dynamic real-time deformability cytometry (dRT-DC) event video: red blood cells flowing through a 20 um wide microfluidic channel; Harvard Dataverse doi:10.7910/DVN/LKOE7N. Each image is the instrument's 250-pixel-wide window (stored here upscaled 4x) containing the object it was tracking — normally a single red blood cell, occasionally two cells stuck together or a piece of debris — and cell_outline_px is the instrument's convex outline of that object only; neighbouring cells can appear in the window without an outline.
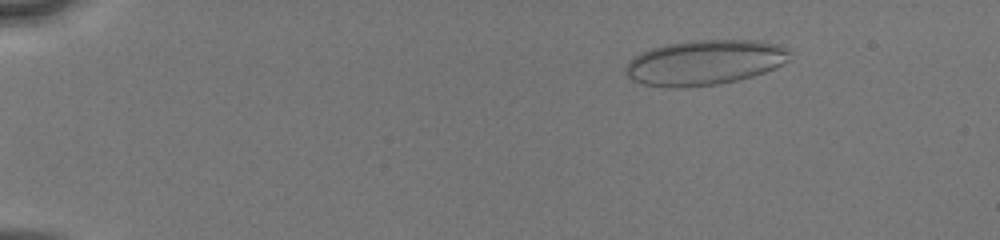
{"species": "human", "species_latin": "Homo sapiens", "temperature_condition": "cold", "stored_images_in_passage": 9, "camera_frame_rate_fps": 3000, "um_per_image_px": 0.085, "donor": {"sex": "male"}, "frame": {"image": 1, "passage_image": 4, "time_ms": 2.0, "image_size_px": [1000, 240], "cell_outline_px": [[792, 60], [776, 68], [752, 76], [720, 84], [684, 88], [668, 88], [644, 84], [632, 80], [624, 72], [624, 68], [628, 60], [640, 52], [664, 44], [688, 40], [756, 40], [780, 44], [792, 48]], "centroid_in_image_um": [59.94, 5.3], "position_along_channel_um": 25.1, "area_um2": 44.1}}
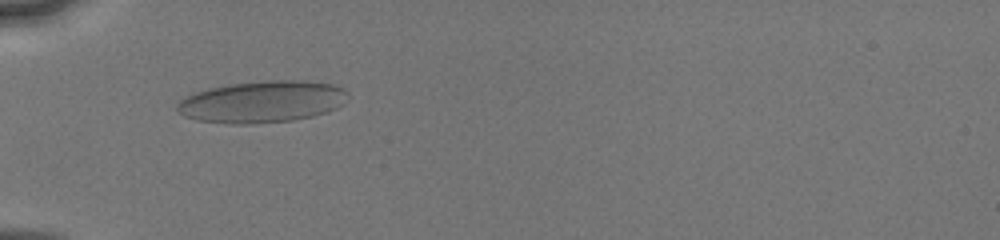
{"frame": {"image": 2, "passage_image": 8, "time_ms": 5.333, "image_size_px": [1000, 240], "cell_outline_px": [[348, 100], [344, 104], [328, 112], [312, 116], [292, 120], [252, 124], [236, 124], [196, 120], [184, 116], [176, 108], [176, 104], [180, 100], [196, 92], [208, 88], [228, 84], [268, 80], [308, 80], [336, 84], [344, 88], [348, 92]], "centroid_in_image_um": [22.35, 8.63], "position_along_channel_um": 62.7, "area_um2": 41.96}}